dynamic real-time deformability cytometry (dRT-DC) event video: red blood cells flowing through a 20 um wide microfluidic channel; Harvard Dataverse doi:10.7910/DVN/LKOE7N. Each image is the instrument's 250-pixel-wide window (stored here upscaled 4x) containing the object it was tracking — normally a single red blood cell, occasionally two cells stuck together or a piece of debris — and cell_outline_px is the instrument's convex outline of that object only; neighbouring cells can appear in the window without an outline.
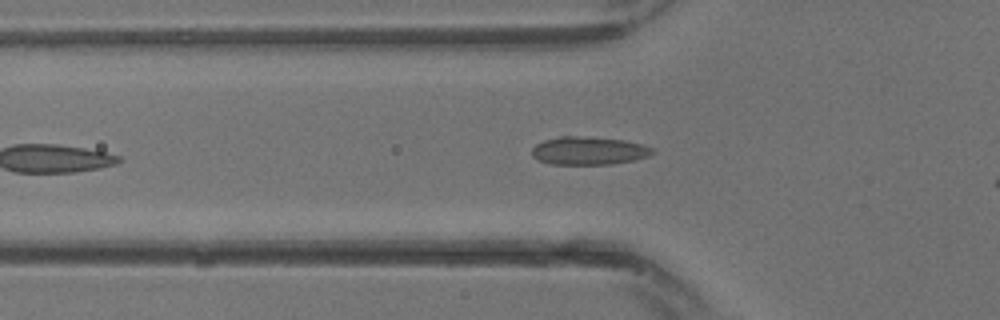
{"species": "common noctule bat (a hibernating species)", "species_latin": "Nyctalus noctula", "temperature_condition": "warm", "stored_images_in_passage": 3, "camera_frame_rate_fps": 3000, "um_per_image_px": 0.085, "animal": {"sex": "male", "body_mass_g": 13.3}, "frame": {"image": 1, "passage_image": 3, "time_ms": 0.667, "image_size_px": [1000, 320], "cell_outline_px": [[656, 152], [648, 156], [636, 160], [612, 164], [552, 164], [540, 160], [532, 156], [532, 148], [536, 144], [544, 140], [560, 136], [576, 136], [624, 140], [644, 144], [652, 148]], "centroid_in_image_um": [50.07, 12.81], "position_along_channel_um": 75.7, "area_um2": 19.71}}